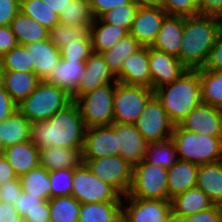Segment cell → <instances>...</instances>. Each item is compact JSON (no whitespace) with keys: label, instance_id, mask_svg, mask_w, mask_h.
Returning <instances> with one entry per match:
<instances>
[{"label":"cell","instance_id":"cell-1","mask_svg":"<svg viewBox=\"0 0 222 222\" xmlns=\"http://www.w3.org/2000/svg\"><path fill=\"white\" fill-rule=\"evenodd\" d=\"M86 129L80 109L72 101L48 120L32 122L30 140L39 150L55 146L82 153Z\"/></svg>","mask_w":222,"mask_h":222},{"label":"cell","instance_id":"cell-2","mask_svg":"<svg viewBox=\"0 0 222 222\" xmlns=\"http://www.w3.org/2000/svg\"><path fill=\"white\" fill-rule=\"evenodd\" d=\"M221 32V18L201 14L184 17L181 49L177 58L189 70L204 68Z\"/></svg>","mask_w":222,"mask_h":222},{"label":"cell","instance_id":"cell-3","mask_svg":"<svg viewBox=\"0 0 222 222\" xmlns=\"http://www.w3.org/2000/svg\"><path fill=\"white\" fill-rule=\"evenodd\" d=\"M167 116L178 125L191 110L202 103L199 69L187 70L177 80L154 91Z\"/></svg>","mask_w":222,"mask_h":222},{"label":"cell","instance_id":"cell-4","mask_svg":"<svg viewBox=\"0 0 222 222\" xmlns=\"http://www.w3.org/2000/svg\"><path fill=\"white\" fill-rule=\"evenodd\" d=\"M171 139L179 160L198 166L222 160V137L194 133L175 125Z\"/></svg>","mask_w":222,"mask_h":222},{"label":"cell","instance_id":"cell-5","mask_svg":"<svg viewBox=\"0 0 222 222\" xmlns=\"http://www.w3.org/2000/svg\"><path fill=\"white\" fill-rule=\"evenodd\" d=\"M72 101L71 95L65 90L40 81L36 89L18 104V111L31 123L45 121Z\"/></svg>","mask_w":222,"mask_h":222},{"label":"cell","instance_id":"cell-6","mask_svg":"<svg viewBox=\"0 0 222 222\" xmlns=\"http://www.w3.org/2000/svg\"><path fill=\"white\" fill-rule=\"evenodd\" d=\"M114 92L115 83H110L86 92L75 100L86 128L114 123Z\"/></svg>","mask_w":222,"mask_h":222},{"label":"cell","instance_id":"cell-7","mask_svg":"<svg viewBox=\"0 0 222 222\" xmlns=\"http://www.w3.org/2000/svg\"><path fill=\"white\" fill-rule=\"evenodd\" d=\"M167 169L142 160L133 167L132 185L124 197L168 200Z\"/></svg>","mask_w":222,"mask_h":222},{"label":"cell","instance_id":"cell-8","mask_svg":"<svg viewBox=\"0 0 222 222\" xmlns=\"http://www.w3.org/2000/svg\"><path fill=\"white\" fill-rule=\"evenodd\" d=\"M154 90L145 86L115 83L114 123L135 124Z\"/></svg>","mask_w":222,"mask_h":222},{"label":"cell","instance_id":"cell-9","mask_svg":"<svg viewBox=\"0 0 222 222\" xmlns=\"http://www.w3.org/2000/svg\"><path fill=\"white\" fill-rule=\"evenodd\" d=\"M71 195L81 204L124 200L114 187L97 178L85 163L74 168Z\"/></svg>","mask_w":222,"mask_h":222},{"label":"cell","instance_id":"cell-10","mask_svg":"<svg viewBox=\"0 0 222 222\" xmlns=\"http://www.w3.org/2000/svg\"><path fill=\"white\" fill-rule=\"evenodd\" d=\"M134 125L148 144L170 139L175 127L155 94L148 100Z\"/></svg>","mask_w":222,"mask_h":222},{"label":"cell","instance_id":"cell-11","mask_svg":"<svg viewBox=\"0 0 222 222\" xmlns=\"http://www.w3.org/2000/svg\"><path fill=\"white\" fill-rule=\"evenodd\" d=\"M91 172L100 180L110 184L123 197L129 193L132 185L133 167L121 156H105L82 160Z\"/></svg>","mask_w":222,"mask_h":222},{"label":"cell","instance_id":"cell-12","mask_svg":"<svg viewBox=\"0 0 222 222\" xmlns=\"http://www.w3.org/2000/svg\"><path fill=\"white\" fill-rule=\"evenodd\" d=\"M127 206L122 205V218L126 222H169L171 201L162 199H139L124 197Z\"/></svg>","mask_w":222,"mask_h":222},{"label":"cell","instance_id":"cell-13","mask_svg":"<svg viewBox=\"0 0 222 222\" xmlns=\"http://www.w3.org/2000/svg\"><path fill=\"white\" fill-rule=\"evenodd\" d=\"M188 68L174 55L149 47L151 89L156 90L180 78Z\"/></svg>","mask_w":222,"mask_h":222},{"label":"cell","instance_id":"cell-14","mask_svg":"<svg viewBox=\"0 0 222 222\" xmlns=\"http://www.w3.org/2000/svg\"><path fill=\"white\" fill-rule=\"evenodd\" d=\"M117 133L109 126H97L86 129L82 160H90L105 156H119Z\"/></svg>","mask_w":222,"mask_h":222},{"label":"cell","instance_id":"cell-15","mask_svg":"<svg viewBox=\"0 0 222 222\" xmlns=\"http://www.w3.org/2000/svg\"><path fill=\"white\" fill-rule=\"evenodd\" d=\"M184 130L212 137H222V110L200 103L178 124Z\"/></svg>","mask_w":222,"mask_h":222},{"label":"cell","instance_id":"cell-16","mask_svg":"<svg viewBox=\"0 0 222 222\" xmlns=\"http://www.w3.org/2000/svg\"><path fill=\"white\" fill-rule=\"evenodd\" d=\"M167 15L166 11L161 7H138L129 34L142 47H151Z\"/></svg>","mask_w":222,"mask_h":222},{"label":"cell","instance_id":"cell-17","mask_svg":"<svg viewBox=\"0 0 222 222\" xmlns=\"http://www.w3.org/2000/svg\"><path fill=\"white\" fill-rule=\"evenodd\" d=\"M111 126L117 133L119 156L132 167L138 165L144 159L147 150L146 140L134 124L112 123Z\"/></svg>","mask_w":222,"mask_h":222},{"label":"cell","instance_id":"cell-18","mask_svg":"<svg viewBox=\"0 0 222 222\" xmlns=\"http://www.w3.org/2000/svg\"><path fill=\"white\" fill-rule=\"evenodd\" d=\"M116 82L117 79L109 70L103 56L93 52L85 62V77L71 96L72 100L75 101L86 92Z\"/></svg>","mask_w":222,"mask_h":222},{"label":"cell","instance_id":"cell-19","mask_svg":"<svg viewBox=\"0 0 222 222\" xmlns=\"http://www.w3.org/2000/svg\"><path fill=\"white\" fill-rule=\"evenodd\" d=\"M118 82L151 88L149 72V47H141L131 56H127L121 65Z\"/></svg>","mask_w":222,"mask_h":222},{"label":"cell","instance_id":"cell-20","mask_svg":"<svg viewBox=\"0 0 222 222\" xmlns=\"http://www.w3.org/2000/svg\"><path fill=\"white\" fill-rule=\"evenodd\" d=\"M85 62L86 60L65 61L60 58L56 67L44 81L60 87L72 96L85 77Z\"/></svg>","mask_w":222,"mask_h":222},{"label":"cell","instance_id":"cell-21","mask_svg":"<svg viewBox=\"0 0 222 222\" xmlns=\"http://www.w3.org/2000/svg\"><path fill=\"white\" fill-rule=\"evenodd\" d=\"M30 52L33 72L44 81L60 60V50L48 39L25 45Z\"/></svg>","mask_w":222,"mask_h":222},{"label":"cell","instance_id":"cell-22","mask_svg":"<svg viewBox=\"0 0 222 222\" xmlns=\"http://www.w3.org/2000/svg\"><path fill=\"white\" fill-rule=\"evenodd\" d=\"M183 23L184 17L167 15L151 48L178 57L181 49Z\"/></svg>","mask_w":222,"mask_h":222},{"label":"cell","instance_id":"cell-23","mask_svg":"<svg viewBox=\"0 0 222 222\" xmlns=\"http://www.w3.org/2000/svg\"><path fill=\"white\" fill-rule=\"evenodd\" d=\"M197 173L198 165L182 160L167 169L168 201L196 187Z\"/></svg>","mask_w":222,"mask_h":222},{"label":"cell","instance_id":"cell-24","mask_svg":"<svg viewBox=\"0 0 222 222\" xmlns=\"http://www.w3.org/2000/svg\"><path fill=\"white\" fill-rule=\"evenodd\" d=\"M3 155L9 161L17 177L40 165L39 149L32 144L31 140L6 147Z\"/></svg>","mask_w":222,"mask_h":222},{"label":"cell","instance_id":"cell-25","mask_svg":"<svg viewBox=\"0 0 222 222\" xmlns=\"http://www.w3.org/2000/svg\"><path fill=\"white\" fill-rule=\"evenodd\" d=\"M40 81L34 72L3 71L2 86L17 105L36 89Z\"/></svg>","mask_w":222,"mask_h":222},{"label":"cell","instance_id":"cell-26","mask_svg":"<svg viewBox=\"0 0 222 222\" xmlns=\"http://www.w3.org/2000/svg\"><path fill=\"white\" fill-rule=\"evenodd\" d=\"M196 187L201 189L214 205L222 206V160L198 166Z\"/></svg>","mask_w":222,"mask_h":222},{"label":"cell","instance_id":"cell-27","mask_svg":"<svg viewBox=\"0 0 222 222\" xmlns=\"http://www.w3.org/2000/svg\"><path fill=\"white\" fill-rule=\"evenodd\" d=\"M128 34L127 28L113 26L104 23L100 18H96L90 27L92 50L94 53L101 54L114 47L119 40Z\"/></svg>","mask_w":222,"mask_h":222},{"label":"cell","instance_id":"cell-28","mask_svg":"<svg viewBox=\"0 0 222 222\" xmlns=\"http://www.w3.org/2000/svg\"><path fill=\"white\" fill-rule=\"evenodd\" d=\"M42 168L53 171L63 168H77L82 163V153L78 149L51 146L39 150Z\"/></svg>","mask_w":222,"mask_h":222},{"label":"cell","instance_id":"cell-29","mask_svg":"<svg viewBox=\"0 0 222 222\" xmlns=\"http://www.w3.org/2000/svg\"><path fill=\"white\" fill-rule=\"evenodd\" d=\"M123 201L81 204L78 222H117L122 218Z\"/></svg>","mask_w":222,"mask_h":222},{"label":"cell","instance_id":"cell-30","mask_svg":"<svg viewBox=\"0 0 222 222\" xmlns=\"http://www.w3.org/2000/svg\"><path fill=\"white\" fill-rule=\"evenodd\" d=\"M172 213L180 216H191L210 208L213 203L198 187H193L171 199Z\"/></svg>","mask_w":222,"mask_h":222},{"label":"cell","instance_id":"cell-31","mask_svg":"<svg viewBox=\"0 0 222 222\" xmlns=\"http://www.w3.org/2000/svg\"><path fill=\"white\" fill-rule=\"evenodd\" d=\"M31 122L18 110L0 122V140L4 147L30 140Z\"/></svg>","mask_w":222,"mask_h":222},{"label":"cell","instance_id":"cell-32","mask_svg":"<svg viewBox=\"0 0 222 222\" xmlns=\"http://www.w3.org/2000/svg\"><path fill=\"white\" fill-rule=\"evenodd\" d=\"M10 28L16 37L18 45L48 39L49 30L24 15L21 11L12 19Z\"/></svg>","mask_w":222,"mask_h":222},{"label":"cell","instance_id":"cell-33","mask_svg":"<svg viewBox=\"0 0 222 222\" xmlns=\"http://www.w3.org/2000/svg\"><path fill=\"white\" fill-rule=\"evenodd\" d=\"M22 192L48 201L51 198L49 171L40 165L19 177Z\"/></svg>","mask_w":222,"mask_h":222},{"label":"cell","instance_id":"cell-34","mask_svg":"<svg viewBox=\"0 0 222 222\" xmlns=\"http://www.w3.org/2000/svg\"><path fill=\"white\" fill-rule=\"evenodd\" d=\"M141 47L139 42L132 35L128 34L126 37L119 40L114 47L101 53V55L108 65L109 70L117 79L120 76L123 60L127 56H131Z\"/></svg>","mask_w":222,"mask_h":222},{"label":"cell","instance_id":"cell-35","mask_svg":"<svg viewBox=\"0 0 222 222\" xmlns=\"http://www.w3.org/2000/svg\"><path fill=\"white\" fill-rule=\"evenodd\" d=\"M202 103L222 110V71L199 69Z\"/></svg>","mask_w":222,"mask_h":222},{"label":"cell","instance_id":"cell-36","mask_svg":"<svg viewBox=\"0 0 222 222\" xmlns=\"http://www.w3.org/2000/svg\"><path fill=\"white\" fill-rule=\"evenodd\" d=\"M143 160L147 163L169 169L179 160L175 143L170 138L162 142L147 144Z\"/></svg>","mask_w":222,"mask_h":222},{"label":"cell","instance_id":"cell-37","mask_svg":"<svg viewBox=\"0 0 222 222\" xmlns=\"http://www.w3.org/2000/svg\"><path fill=\"white\" fill-rule=\"evenodd\" d=\"M50 222H78L81 203L71 196H60L48 200Z\"/></svg>","mask_w":222,"mask_h":222},{"label":"cell","instance_id":"cell-38","mask_svg":"<svg viewBox=\"0 0 222 222\" xmlns=\"http://www.w3.org/2000/svg\"><path fill=\"white\" fill-rule=\"evenodd\" d=\"M59 20L64 25L90 28L95 17L88 0H71L65 10L59 14Z\"/></svg>","mask_w":222,"mask_h":222},{"label":"cell","instance_id":"cell-39","mask_svg":"<svg viewBox=\"0 0 222 222\" xmlns=\"http://www.w3.org/2000/svg\"><path fill=\"white\" fill-rule=\"evenodd\" d=\"M20 11L48 30L60 23L59 15L42 0H20Z\"/></svg>","mask_w":222,"mask_h":222},{"label":"cell","instance_id":"cell-40","mask_svg":"<svg viewBox=\"0 0 222 222\" xmlns=\"http://www.w3.org/2000/svg\"><path fill=\"white\" fill-rule=\"evenodd\" d=\"M75 39H91L90 28L86 26H68L58 23L49 30L48 40L59 50Z\"/></svg>","mask_w":222,"mask_h":222},{"label":"cell","instance_id":"cell-41","mask_svg":"<svg viewBox=\"0 0 222 222\" xmlns=\"http://www.w3.org/2000/svg\"><path fill=\"white\" fill-rule=\"evenodd\" d=\"M2 71L33 72L30 52L25 45H17L0 58Z\"/></svg>","mask_w":222,"mask_h":222},{"label":"cell","instance_id":"cell-42","mask_svg":"<svg viewBox=\"0 0 222 222\" xmlns=\"http://www.w3.org/2000/svg\"><path fill=\"white\" fill-rule=\"evenodd\" d=\"M138 7L139 6L132 1L131 3L121 5L120 7H116L103 13L99 18L104 23L124 27L130 30Z\"/></svg>","mask_w":222,"mask_h":222},{"label":"cell","instance_id":"cell-43","mask_svg":"<svg viewBox=\"0 0 222 222\" xmlns=\"http://www.w3.org/2000/svg\"><path fill=\"white\" fill-rule=\"evenodd\" d=\"M74 168L49 171L51 198L71 196Z\"/></svg>","mask_w":222,"mask_h":222},{"label":"cell","instance_id":"cell-44","mask_svg":"<svg viewBox=\"0 0 222 222\" xmlns=\"http://www.w3.org/2000/svg\"><path fill=\"white\" fill-rule=\"evenodd\" d=\"M92 53L91 39H75L60 49V58L65 61L87 60Z\"/></svg>","mask_w":222,"mask_h":222},{"label":"cell","instance_id":"cell-45","mask_svg":"<svg viewBox=\"0 0 222 222\" xmlns=\"http://www.w3.org/2000/svg\"><path fill=\"white\" fill-rule=\"evenodd\" d=\"M162 8L170 16L192 17L199 15L197 0H164Z\"/></svg>","mask_w":222,"mask_h":222},{"label":"cell","instance_id":"cell-46","mask_svg":"<svg viewBox=\"0 0 222 222\" xmlns=\"http://www.w3.org/2000/svg\"><path fill=\"white\" fill-rule=\"evenodd\" d=\"M20 193L22 186L19 177L9 180L0 186V201L14 205Z\"/></svg>","mask_w":222,"mask_h":222},{"label":"cell","instance_id":"cell-47","mask_svg":"<svg viewBox=\"0 0 222 222\" xmlns=\"http://www.w3.org/2000/svg\"><path fill=\"white\" fill-rule=\"evenodd\" d=\"M20 12V0H0V26H10Z\"/></svg>","mask_w":222,"mask_h":222},{"label":"cell","instance_id":"cell-48","mask_svg":"<svg viewBox=\"0 0 222 222\" xmlns=\"http://www.w3.org/2000/svg\"><path fill=\"white\" fill-rule=\"evenodd\" d=\"M204 68L210 71H222V32L218 35Z\"/></svg>","mask_w":222,"mask_h":222},{"label":"cell","instance_id":"cell-49","mask_svg":"<svg viewBox=\"0 0 222 222\" xmlns=\"http://www.w3.org/2000/svg\"><path fill=\"white\" fill-rule=\"evenodd\" d=\"M93 16L99 18L103 13L121 5L131 3L133 0H88Z\"/></svg>","mask_w":222,"mask_h":222},{"label":"cell","instance_id":"cell-50","mask_svg":"<svg viewBox=\"0 0 222 222\" xmlns=\"http://www.w3.org/2000/svg\"><path fill=\"white\" fill-rule=\"evenodd\" d=\"M44 200L42 198L33 197L27 193H20L16 201L14 202V206L21 217L25 215L26 212L33 210L34 208H38L39 204L43 203Z\"/></svg>","mask_w":222,"mask_h":222},{"label":"cell","instance_id":"cell-51","mask_svg":"<svg viewBox=\"0 0 222 222\" xmlns=\"http://www.w3.org/2000/svg\"><path fill=\"white\" fill-rule=\"evenodd\" d=\"M189 217L193 222H222V206L213 204L210 208Z\"/></svg>","mask_w":222,"mask_h":222},{"label":"cell","instance_id":"cell-52","mask_svg":"<svg viewBox=\"0 0 222 222\" xmlns=\"http://www.w3.org/2000/svg\"><path fill=\"white\" fill-rule=\"evenodd\" d=\"M17 110L18 105L12 100L3 86H0V122L8 119Z\"/></svg>","mask_w":222,"mask_h":222},{"label":"cell","instance_id":"cell-53","mask_svg":"<svg viewBox=\"0 0 222 222\" xmlns=\"http://www.w3.org/2000/svg\"><path fill=\"white\" fill-rule=\"evenodd\" d=\"M22 221L29 222H50V208L48 201L39 204L38 208L26 212Z\"/></svg>","mask_w":222,"mask_h":222},{"label":"cell","instance_id":"cell-54","mask_svg":"<svg viewBox=\"0 0 222 222\" xmlns=\"http://www.w3.org/2000/svg\"><path fill=\"white\" fill-rule=\"evenodd\" d=\"M199 14L222 19V0H197Z\"/></svg>","mask_w":222,"mask_h":222},{"label":"cell","instance_id":"cell-55","mask_svg":"<svg viewBox=\"0 0 222 222\" xmlns=\"http://www.w3.org/2000/svg\"><path fill=\"white\" fill-rule=\"evenodd\" d=\"M17 45L18 42L10 26H0V58Z\"/></svg>","mask_w":222,"mask_h":222},{"label":"cell","instance_id":"cell-56","mask_svg":"<svg viewBox=\"0 0 222 222\" xmlns=\"http://www.w3.org/2000/svg\"><path fill=\"white\" fill-rule=\"evenodd\" d=\"M0 222H22L14 205L0 201Z\"/></svg>","mask_w":222,"mask_h":222},{"label":"cell","instance_id":"cell-57","mask_svg":"<svg viewBox=\"0 0 222 222\" xmlns=\"http://www.w3.org/2000/svg\"><path fill=\"white\" fill-rule=\"evenodd\" d=\"M18 177L14 173L12 166L4 155L0 156V186L12 179H17Z\"/></svg>","mask_w":222,"mask_h":222},{"label":"cell","instance_id":"cell-58","mask_svg":"<svg viewBox=\"0 0 222 222\" xmlns=\"http://www.w3.org/2000/svg\"><path fill=\"white\" fill-rule=\"evenodd\" d=\"M50 9L58 15L65 10L71 0H42Z\"/></svg>","mask_w":222,"mask_h":222},{"label":"cell","instance_id":"cell-59","mask_svg":"<svg viewBox=\"0 0 222 222\" xmlns=\"http://www.w3.org/2000/svg\"><path fill=\"white\" fill-rule=\"evenodd\" d=\"M139 7L151 6V7H163L164 0H133Z\"/></svg>","mask_w":222,"mask_h":222},{"label":"cell","instance_id":"cell-60","mask_svg":"<svg viewBox=\"0 0 222 222\" xmlns=\"http://www.w3.org/2000/svg\"><path fill=\"white\" fill-rule=\"evenodd\" d=\"M169 222H193L190 217L187 216H180L174 213H171Z\"/></svg>","mask_w":222,"mask_h":222},{"label":"cell","instance_id":"cell-61","mask_svg":"<svg viewBox=\"0 0 222 222\" xmlns=\"http://www.w3.org/2000/svg\"><path fill=\"white\" fill-rule=\"evenodd\" d=\"M4 151H5V147L0 140V156H2L4 154Z\"/></svg>","mask_w":222,"mask_h":222},{"label":"cell","instance_id":"cell-62","mask_svg":"<svg viewBox=\"0 0 222 222\" xmlns=\"http://www.w3.org/2000/svg\"><path fill=\"white\" fill-rule=\"evenodd\" d=\"M2 76H3V71L0 64V86H2Z\"/></svg>","mask_w":222,"mask_h":222},{"label":"cell","instance_id":"cell-63","mask_svg":"<svg viewBox=\"0 0 222 222\" xmlns=\"http://www.w3.org/2000/svg\"><path fill=\"white\" fill-rule=\"evenodd\" d=\"M117 222H126L123 218H121L119 221Z\"/></svg>","mask_w":222,"mask_h":222}]
</instances>
